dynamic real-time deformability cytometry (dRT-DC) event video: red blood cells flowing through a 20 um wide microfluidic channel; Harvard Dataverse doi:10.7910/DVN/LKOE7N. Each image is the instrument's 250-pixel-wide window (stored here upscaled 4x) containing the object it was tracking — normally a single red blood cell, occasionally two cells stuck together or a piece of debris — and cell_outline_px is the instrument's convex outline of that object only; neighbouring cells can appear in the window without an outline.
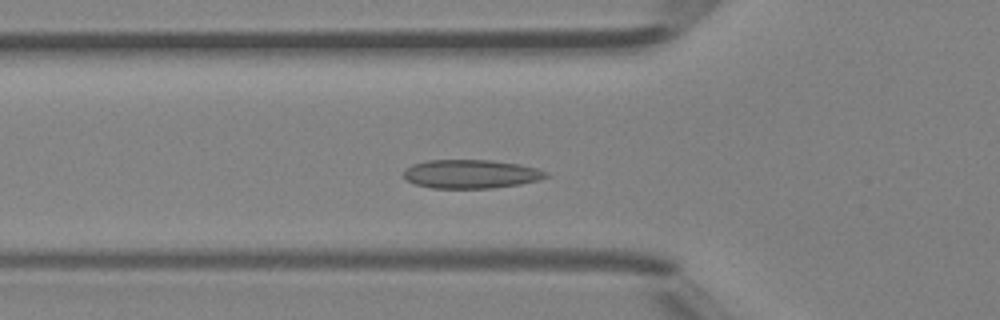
{"species": "Egyptian fruit bat (a non-hibernating species)", "species_latin": "Rousettus aegyptiacus", "temperature_condition": "room temperature", "stored_images_in_passage": 45, "camera_frame_rate_fps": 3000, "um_per_image_px": 0.085, "animal": {"sex": "female"}, "frame": {"image": 1, "passage_image": 14, "time_ms": 4.333, "image_size_px": [1000, 320], "cell_outline_px": [[548, 176], [536, 180], [520, 184], [492, 188], [432, 188], [416, 184], [408, 180], [404, 176], [404, 172], [412, 164], [428, 160], [492, 160], [520, 164], [536, 168], [548, 172]], "centroid_in_image_um": [40.04, 14.78], "position_along_channel_um": 85.8, "area_um2": 23.64}}
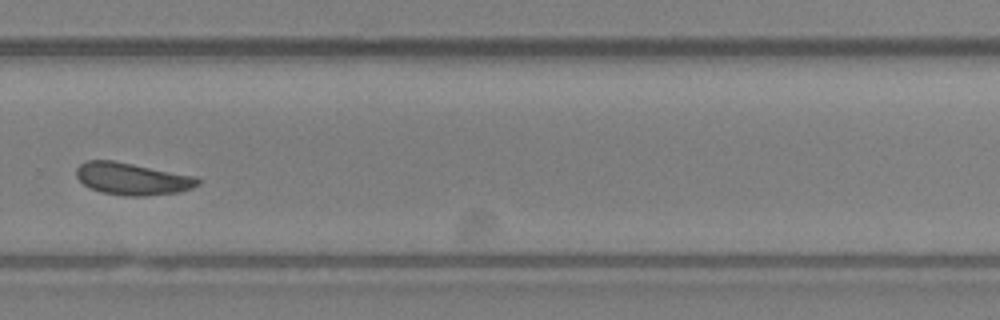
{"frame": {"image": 2, "passage_image": 30, "time_ms": 9.667, "image_size_px": [1000, 320], "cell_outline_px": [[200, 184], [192, 188], [180, 192], [144, 196], [128, 196], [100, 192], [84, 184], [76, 176], [76, 168], [84, 160], [112, 160], [192, 176], [200, 180]], "centroid_in_image_um": [11.21, 15.2], "position_along_channel_um": 318.6, "area_um2": 22.48}}
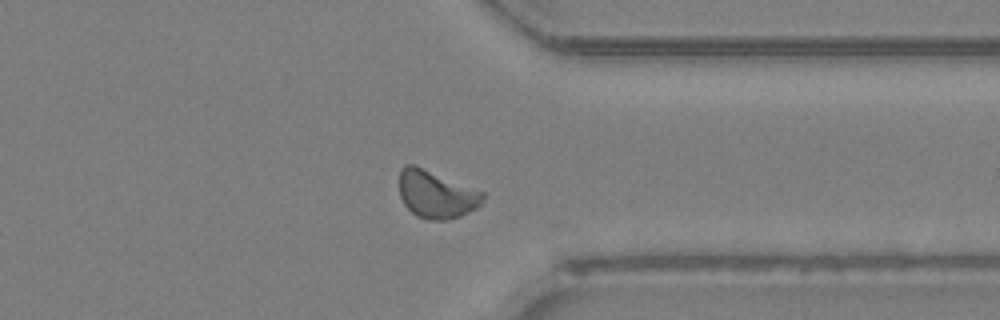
{"frame": {"image": 3, "passage_image": 34, "time_ms": 11.0, "image_size_px": [1000, 320], "cell_outline_px": [[484, 200], [476, 208], [460, 216], [444, 220], [428, 220], [416, 216], [404, 204], [400, 196], [400, 168], [404, 164], [416, 164], [484, 192]], "centroid_in_image_um": [37.07, 16.5], "position_along_channel_um": 374.3, "area_um2": 23.35}, "authors_computed_cell_mechanics": {"area_um2": 22.542, "velocity_mm_per_s": 4.3658, "shape_relaxation_time_tau1_ms": 4.8178, "shape_relaxation_time_tau2_ms": 5.0167, "deformation_change_tau1": 0.0866, "deformation_change_tau2": 0.078}}